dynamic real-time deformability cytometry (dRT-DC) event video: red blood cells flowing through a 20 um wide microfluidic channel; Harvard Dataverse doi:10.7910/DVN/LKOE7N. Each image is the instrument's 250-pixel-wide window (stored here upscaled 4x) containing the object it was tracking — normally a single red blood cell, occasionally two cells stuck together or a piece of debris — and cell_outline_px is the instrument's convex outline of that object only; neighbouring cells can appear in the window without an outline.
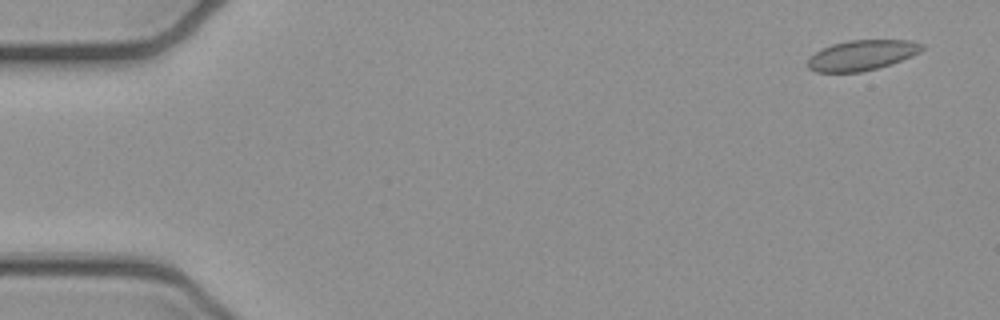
{"species": "common noctule bat (a hibernating species)", "species_latin": "Nyctalus noctula", "temperature_condition": "cold", "stored_images_in_passage": 49, "camera_frame_rate_fps": 3000, "um_per_image_px": 0.085, "animal": {"sex": "female", "body_mass_g": 21.9}, "frame": {"image": 1, "passage_image": 3, "time_ms": 0.667, "image_size_px": [1000, 320], "cell_outline_px": [[924, 48], [920, 52], [912, 56], [876, 68], [860, 72], [816, 72], [808, 68], [808, 56], [832, 44], [848, 40], [908, 40], [924, 44]], "centroid_in_image_um": [73.24, 4.68], "position_along_channel_um": 11.8, "area_um2": 20.0}}
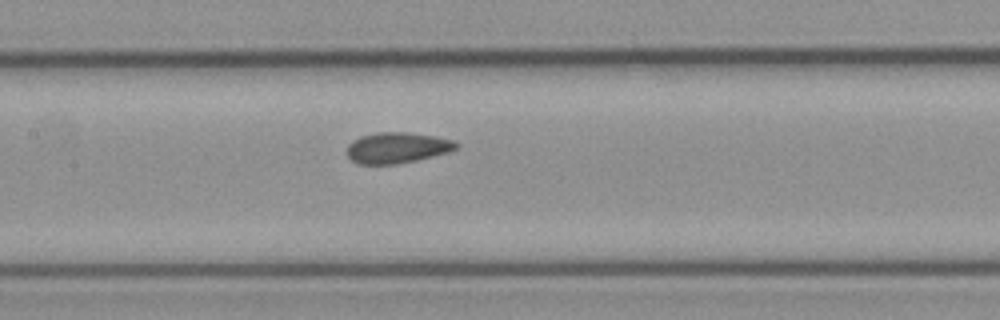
{"frame": {"image": 2, "passage_image": 25, "time_ms": 8.0, "image_size_px": [1000, 320], "cell_outline_px": [[460, 144], [456, 148], [448, 152], [416, 160], [396, 164], [356, 164], [348, 156], [348, 144], [352, 140], [360, 136], [380, 132], [408, 132], [432, 136], [452, 140]], "centroid_in_image_um": [33.73, 12.56], "position_along_channel_um": 173.7, "area_um2": 19.48}}
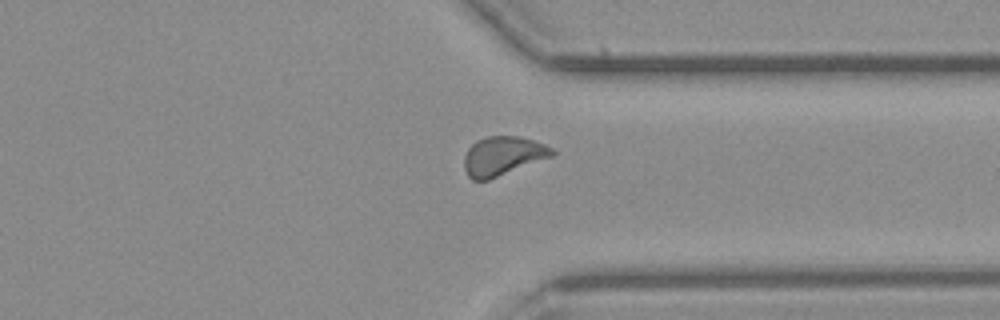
{"frame": {"image": 3, "passage_image": 40, "time_ms": 13.0, "image_size_px": [1000, 320], "cell_outline_px": [[556, 152], [552, 156], [488, 180], [472, 180], [468, 176], [464, 168], [464, 156], [468, 148], [476, 140], [488, 136], [520, 136], [544, 144], [552, 148]], "centroid_in_image_um": [42.71, 13.25], "position_along_channel_um": 368.7, "area_um2": 19.88}}